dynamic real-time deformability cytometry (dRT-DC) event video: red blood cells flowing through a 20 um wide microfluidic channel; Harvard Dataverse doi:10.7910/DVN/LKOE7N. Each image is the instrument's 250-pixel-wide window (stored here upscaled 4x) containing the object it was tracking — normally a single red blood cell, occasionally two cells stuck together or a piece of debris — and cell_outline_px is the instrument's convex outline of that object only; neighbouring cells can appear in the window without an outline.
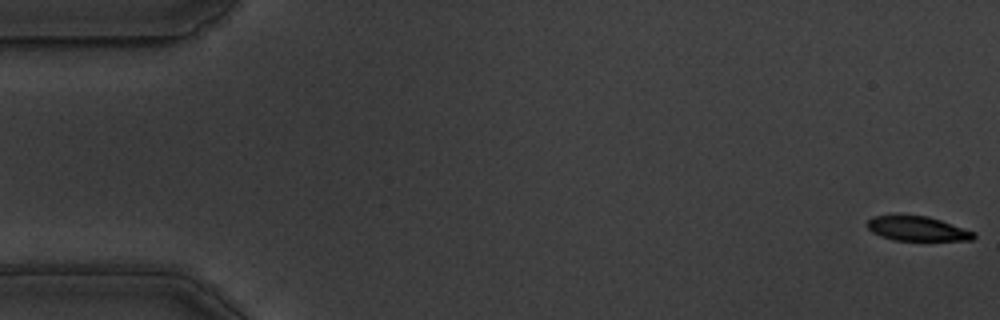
{"species": "common noctule bat (a hibernating species)", "species_latin": "Nyctalus noctula", "temperature_condition": "warm", "stored_images_in_passage": 58, "camera_frame_rate_fps": 3000, "um_per_image_px": 0.085, "animal": {"sex": "male", "body_mass_g": 19.5, "forearm_length_mm": 54.6}, "frame": {"image": 1, "passage_image": 1, "time_ms": 0.0, "image_size_px": [1000, 320], "cell_outline_px": [[976, 236], [972, 240], [892, 240], [880, 236], [872, 232], [868, 228], [868, 220], [872, 216], [928, 216], [976, 232]], "centroid_in_image_um": [77.99, 19.45], "position_along_channel_um": 7.0, "area_um2": 15.03}}
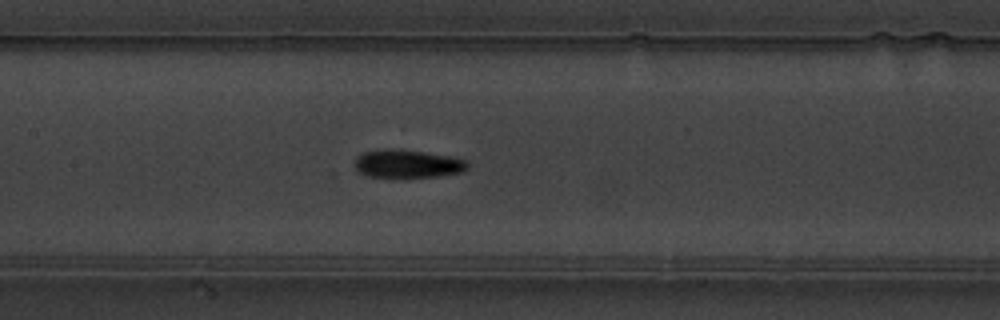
{"frame": {"image": 2, "passage_image": 27, "time_ms": 8.667, "image_size_px": [1000, 320], "cell_outline_px": [[468, 168], [464, 172], [440, 176], [368, 176], [360, 172], [356, 168], [356, 156], [360, 152], [384, 148], [396, 148], [424, 152], [448, 156], [464, 160], [468, 164]], "centroid_in_image_um": [34.62, 13.89], "position_along_channel_um": 172.8, "area_um2": 18.32}}
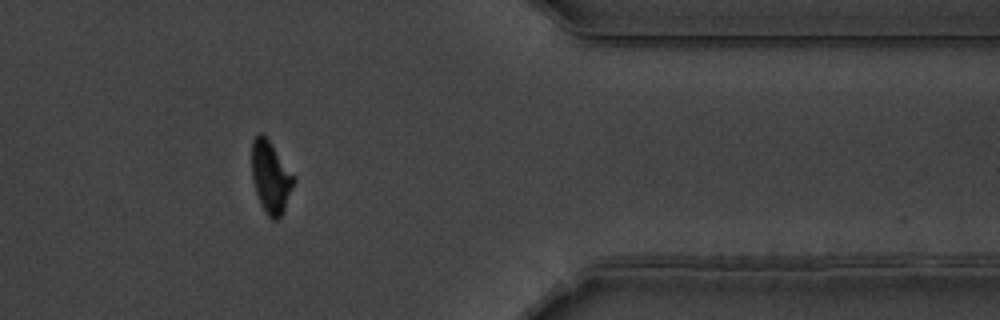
{"frame": {"image": 3, "passage_image": 47, "time_ms": 15.333, "image_size_px": [1000, 320], "cell_outline_px": [[296, 180], [284, 212], [276, 220], [272, 220], [268, 216], [256, 192], [252, 176], [252, 140], [260, 132], [268, 140], [296, 176]], "centroid_in_image_um": [23.04, 15.07], "position_along_channel_um": 388.4, "area_um2": 17.46}, "authors_computed_cell_mechanics": {"area_um2": 17.7157, "velocity_mm_per_s": 3.5434, "shape_relaxation_time_tau1_ms": 3.9158, "shape_relaxation_time_tau2_ms": 7.0541, "deformation_change_tau1": 0.1715, "deformation_change_tau2": 0.1218}}